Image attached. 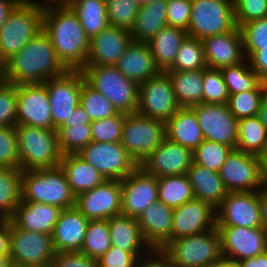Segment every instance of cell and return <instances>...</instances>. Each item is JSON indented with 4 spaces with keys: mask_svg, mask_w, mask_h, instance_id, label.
Returning <instances> with one entry per match:
<instances>
[{
    "mask_svg": "<svg viewBox=\"0 0 267 267\" xmlns=\"http://www.w3.org/2000/svg\"><path fill=\"white\" fill-rule=\"evenodd\" d=\"M180 108L166 72L161 71L139 85L138 114L167 121Z\"/></svg>",
    "mask_w": 267,
    "mask_h": 267,
    "instance_id": "cell-13",
    "label": "cell"
},
{
    "mask_svg": "<svg viewBox=\"0 0 267 267\" xmlns=\"http://www.w3.org/2000/svg\"><path fill=\"white\" fill-rule=\"evenodd\" d=\"M233 149L222 143L203 140V142L193 151L194 163L219 172L227 156Z\"/></svg>",
    "mask_w": 267,
    "mask_h": 267,
    "instance_id": "cell-45",
    "label": "cell"
},
{
    "mask_svg": "<svg viewBox=\"0 0 267 267\" xmlns=\"http://www.w3.org/2000/svg\"><path fill=\"white\" fill-rule=\"evenodd\" d=\"M146 255V259H141V256L138 258L135 267H172L169 257L162 249L151 248Z\"/></svg>",
    "mask_w": 267,
    "mask_h": 267,
    "instance_id": "cell-58",
    "label": "cell"
},
{
    "mask_svg": "<svg viewBox=\"0 0 267 267\" xmlns=\"http://www.w3.org/2000/svg\"><path fill=\"white\" fill-rule=\"evenodd\" d=\"M66 3L76 13L90 39L109 26L106 0H67Z\"/></svg>",
    "mask_w": 267,
    "mask_h": 267,
    "instance_id": "cell-36",
    "label": "cell"
},
{
    "mask_svg": "<svg viewBox=\"0 0 267 267\" xmlns=\"http://www.w3.org/2000/svg\"><path fill=\"white\" fill-rule=\"evenodd\" d=\"M193 156L191 149L165 138L139 166L156 177L183 175L193 164Z\"/></svg>",
    "mask_w": 267,
    "mask_h": 267,
    "instance_id": "cell-21",
    "label": "cell"
},
{
    "mask_svg": "<svg viewBox=\"0 0 267 267\" xmlns=\"http://www.w3.org/2000/svg\"><path fill=\"white\" fill-rule=\"evenodd\" d=\"M250 67L262 80H267V46H243Z\"/></svg>",
    "mask_w": 267,
    "mask_h": 267,
    "instance_id": "cell-57",
    "label": "cell"
},
{
    "mask_svg": "<svg viewBox=\"0 0 267 267\" xmlns=\"http://www.w3.org/2000/svg\"><path fill=\"white\" fill-rule=\"evenodd\" d=\"M140 6L148 4L154 0H135Z\"/></svg>",
    "mask_w": 267,
    "mask_h": 267,
    "instance_id": "cell-68",
    "label": "cell"
},
{
    "mask_svg": "<svg viewBox=\"0 0 267 267\" xmlns=\"http://www.w3.org/2000/svg\"><path fill=\"white\" fill-rule=\"evenodd\" d=\"M260 157V162L262 165L263 172L265 176L267 177V144L263 150V152L259 155Z\"/></svg>",
    "mask_w": 267,
    "mask_h": 267,
    "instance_id": "cell-66",
    "label": "cell"
},
{
    "mask_svg": "<svg viewBox=\"0 0 267 267\" xmlns=\"http://www.w3.org/2000/svg\"><path fill=\"white\" fill-rule=\"evenodd\" d=\"M52 263L55 267H98V259L81 252H57Z\"/></svg>",
    "mask_w": 267,
    "mask_h": 267,
    "instance_id": "cell-56",
    "label": "cell"
},
{
    "mask_svg": "<svg viewBox=\"0 0 267 267\" xmlns=\"http://www.w3.org/2000/svg\"><path fill=\"white\" fill-rule=\"evenodd\" d=\"M44 3L21 0L0 28V63L16 55L42 30Z\"/></svg>",
    "mask_w": 267,
    "mask_h": 267,
    "instance_id": "cell-3",
    "label": "cell"
},
{
    "mask_svg": "<svg viewBox=\"0 0 267 267\" xmlns=\"http://www.w3.org/2000/svg\"><path fill=\"white\" fill-rule=\"evenodd\" d=\"M227 105L237 120L258 116L261 108V83L254 90L229 95Z\"/></svg>",
    "mask_w": 267,
    "mask_h": 267,
    "instance_id": "cell-46",
    "label": "cell"
},
{
    "mask_svg": "<svg viewBox=\"0 0 267 267\" xmlns=\"http://www.w3.org/2000/svg\"><path fill=\"white\" fill-rule=\"evenodd\" d=\"M216 226L263 227L259 191L228 192L216 208Z\"/></svg>",
    "mask_w": 267,
    "mask_h": 267,
    "instance_id": "cell-16",
    "label": "cell"
},
{
    "mask_svg": "<svg viewBox=\"0 0 267 267\" xmlns=\"http://www.w3.org/2000/svg\"><path fill=\"white\" fill-rule=\"evenodd\" d=\"M91 119L85 110L78 105L75 110H73L69 119L60 127H72L73 125H84L91 124Z\"/></svg>",
    "mask_w": 267,
    "mask_h": 267,
    "instance_id": "cell-60",
    "label": "cell"
},
{
    "mask_svg": "<svg viewBox=\"0 0 267 267\" xmlns=\"http://www.w3.org/2000/svg\"><path fill=\"white\" fill-rule=\"evenodd\" d=\"M80 106L89 115L91 121L105 119L119 113L102 93L93 89L86 82L81 87Z\"/></svg>",
    "mask_w": 267,
    "mask_h": 267,
    "instance_id": "cell-43",
    "label": "cell"
},
{
    "mask_svg": "<svg viewBox=\"0 0 267 267\" xmlns=\"http://www.w3.org/2000/svg\"><path fill=\"white\" fill-rule=\"evenodd\" d=\"M166 138V121L126 114L122 128L121 144L140 165Z\"/></svg>",
    "mask_w": 267,
    "mask_h": 267,
    "instance_id": "cell-9",
    "label": "cell"
},
{
    "mask_svg": "<svg viewBox=\"0 0 267 267\" xmlns=\"http://www.w3.org/2000/svg\"><path fill=\"white\" fill-rule=\"evenodd\" d=\"M120 180H104L95 188L78 194L75 207L88 220H107L121 214Z\"/></svg>",
    "mask_w": 267,
    "mask_h": 267,
    "instance_id": "cell-17",
    "label": "cell"
},
{
    "mask_svg": "<svg viewBox=\"0 0 267 267\" xmlns=\"http://www.w3.org/2000/svg\"><path fill=\"white\" fill-rule=\"evenodd\" d=\"M16 85L2 81L0 83V127L17 125Z\"/></svg>",
    "mask_w": 267,
    "mask_h": 267,
    "instance_id": "cell-51",
    "label": "cell"
},
{
    "mask_svg": "<svg viewBox=\"0 0 267 267\" xmlns=\"http://www.w3.org/2000/svg\"><path fill=\"white\" fill-rule=\"evenodd\" d=\"M107 220L112 246L132 254L147 253L151 249L141 234L137 218L119 214Z\"/></svg>",
    "mask_w": 267,
    "mask_h": 267,
    "instance_id": "cell-29",
    "label": "cell"
},
{
    "mask_svg": "<svg viewBox=\"0 0 267 267\" xmlns=\"http://www.w3.org/2000/svg\"><path fill=\"white\" fill-rule=\"evenodd\" d=\"M0 168H19L16 126L0 127Z\"/></svg>",
    "mask_w": 267,
    "mask_h": 267,
    "instance_id": "cell-50",
    "label": "cell"
},
{
    "mask_svg": "<svg viewBox=\"0 0 267 267\" xmlns=\"http://www.w3.org/2000/svg\"><path fill=\"white\" fill-rule=\"evenodd\" d=\"M158 201L172 209L194 199L187 174L157 177Z\"/></svg>",
    "mask_w": 267,
    "mask_h": 267,
    "instance_id": "cell-39",
    "label": "cell"
},
{
    "mask_svg": "<svg viewBox=\"0 0 267 267\" xmlns=\"http://www.w3.org/2000/svg\"><path fill=\"white\" fill-rule=\"evenodd\" d=\"M195 112L204 140L222 143L236 149L238 120L227 104L200 103L191 107Z\"/></svg>",
    "mask_w": 267,
    "mask_h": 267,
    "instance_id": "cell-15",
    "label": "cell"
},
{
    "mask_svg": "<svg viewBox=\"0 0 267 267\" xmlns=\"http://www.w3.org/2000/svg\"><path fill=\"white\" fill-rule=\"evenodd\" d=\"M173 210L157 201L137 217L141 234L150 248L162 249L171 241Z\"/></svg>",
    "mask_w": 267,
    "mask_h": 267,
    "instance_id": "cell-26",
    "label": "cell"
},
{
    "mask_svg": "<svg viewBox=\"0 0 267 267\" xmlns=\"http://www.w3.org/2000/svg\"><path fill=\"white\" fill-rule=\"evenodd\" d=\"M216 209L199 199L188 201L173 210L171 240L197 235L216 227Z\"/></svg>",
    "mask_w": 267,
    "mask_h": 267,
    "instance_id": "cell-22",
    "label": "cell"
},
{
    "mask_svg": "<svg viewBox=\"0 0 267 267\" xmlns=\"http://www.w3.org/2000/svg\"><path fill=\"white\" fill-rule=\"evenodd\" d=\"M187 176L194 198L211 204L215 209L228 194L219 172L208 170L193 162Z\"/></svg>",
    "mask_w": 267,
    "mask_h": 267,
    "instance_id": "cell-30",
    "label": "cell"
},
{
    "mask_svg": "<svg viewBox=\"0 0 267 267\" xmlns=\"http://www.w3.org/2000/svg\"><path fill=\"white\" fill-rule=\"evenodd\" d=\"M132 41L130 30L109 25L90 39L85 65L115 66Z\"/></svg>",
    "mask_w": 267,
    "mask_h": 267,
    "instance_id": "cell-23",
    "label": "cell"
},
{
    "mask_svg": "<svg viewBox=\"0 0 267 267\" xmlns=\"http://www.w3.org/2000/svg\"><path fill=\"white\" fill-rule=\"evenodd\" d=\"M236 27L234 0H192L188 36L203 40Z\"/></svg>",
    "mask_w": 267,
    "mask_h": 267,
    "instance_id": "cell-8",
    "label": "cell"
},
{
    "mask_svg": "<svg viewBox=\"0 0 267 267\" xmlns=\"http://www.w3.org/2000/svg\"><path fill=\"white\" fill-rule=\"evenodd\" d=\"M59 166L64 171L75 196L95 188L105 180L95 167L78 154L62 155Z\"/></svg>",
    "mask_w": 267,
    "mask_h": 267,
    "instance_id": "cell-33",
    "label": "cell"
},
{
    "mask_svg": "<svg viewBox=\"0 0 267 267\" xmlns=\"http://www.w3.org/2000/svg\"><path fill=\"white\" fill-rule=\"evenodd\" d=\"M58 147L61 155L78 154L92 141L90 124L59 127L57 129Z\"/></svg>",
    "mask_w": 267,
    "mask_h": 267,
    "instance_id": "cell-44",
    "label": "cell"
},
{
    "mask_svg": "<svg viewBox=\"0 0 267 267\" xmlns=\"http://www.w3.org/2000/svg\"><path fill=\"white\" fill-rule=\"evenodd\" d=\"M237 27L267 17V0H234Z\"/></svg>",
    "mask_w": 267,
    "mask_h": 267,
    "instance_id": "cell-52",
    "label": "cell"
},
{
    "mask_svg": "<svg viewBox=\"0 0 267 267\" xmlns=\"http://www.w3.org/2000/svg\"><path fill=\"white\" fill-rule=\"evenodd\" d=\"M188 36V32L180 28L166 26L147 42L160 71H167L174 63L181 44Z\"/></svg>",
    "mask_w": 267,
    "mask_h": 267,
    "instance_id": "cell-34",
    "label": "cell"
},
{
    "mask_svg": "<svg viewBox=\"0 0 267 267\" xmlns=\"http://www.w3.org/2000/svg\"><path fill=\"white\" fill-rule=\"evenodd\" d=\"M84 82L81 70H68L44 83L51 104L52 129L57 130L62 126L80 105L81 87Z\"/></svg>",
    "mask_w": 267,
    "mask_h": 267,
    "instance_id": "cell-14",
    "label": "cell"
},
{
    "mask_svg": "<svg viewBox=\"0 0 267 267\" xmlns=\"http://www.w3.org/2000/svg\"><path fill=\"white\" fill-rule=\"evenodd\" d=\"M165 72L170 77L177 102L181 108H191L203 103V69Z\"/></svg>",
    "mask_w": 267,
    "mask_h": 267,
    "instance_id": "cell-35",
    "label": "cell"
},
{
    "mask_svg": "<svg viewBox=\"0 0 267 267\" xmlns=\"http://www.w3.org/2000/svg\"><path fill=\"white\" fill-rule=\"evenodd\" d=\"M220 71L222 72L229 95L254 90L262 81L258 74L250 67L247 59L236 65L223 67Z\"/></svg>",
    "mask_w": 267,
    "mask_h": 267,
    "instance_id": "cell-40",
    "label": "cell"
},
{
    "mask_svg": "<svg viewBox=\"0 0 267 267\" xmlns=\"http://www.w3.org/2000/svg\"><path fill=\"white\" fill-rule=\"evenodd\" d=\"M139 8L140 5L135 0H106L109 25L131 30Z\"/></svg>",
    "mask_w": 267,
    "mask_h": 267,
    "instance_id": "cell-47",
    "label": "cell"
},
{
    "mask_svg": "<svg viewBox=\"0 0 267 267\" xmlns=\"http://www.w3.org/2000/svg\"><path fill=\"white\" fill-rule=\"evenodd\" d=\"M21 0H0V28L8 18L10 12Z\"/></svg>",
    "mask_w": 267,
    "mask_h": 267,
    "instance_id": "cell-63",
    "label": "cell"
},
{
    "mask_svg": "<svg viewBox=\"0 0 267 267\" xmlns=\"http://www.w3.org/2000/svg\"><path fill=\"white\" fill-rule=\"evenodd\" d=\"M38 267H55L53 263L47 264V265H42Z\"/></svg>",
    "mask_w": 267,
    "mask_h": 267,
    "instance_id": "cell-71",
    "label": "cell"
},
{
    "mask_svg": "<svg viewBox=\"0 0 267 267\" xmlns=\"http://www.w3.org/2000/svg\"><path fill=\"white\" fill-rule=\"evenodd\" d=\"M63 209L40 202H22L9 218L20 229L52 235Z\"/></svg>",
    "mask_w": 267,
    "mask_h": 267,
    "instance_id": "cell-27",
    "label": "cell"
},
{
    "mask_svg": "<svg viewBox=\"0 0 267 267\" xmlns=\"http://www.w3.org/2000/svg\"><path fill=\"white\" fill-rule=\"evenodd\" d=\"M20 169L38 170L58 167L61 153L56 129L16 125Z\"/></svg>",
    "mask_w": 267,
    "mask_h": 267,
    "instance_id": "cell-6",
    "label": "cell"
},
{
    "mask_svg": "<svg viewBox=\"0 0 267 267\" xmlns=\"http://www.w3.org/2000/svg\"><path fill=\"white\" fill-rule=\"evenodd\" d=\"M121 214L137 218L158 201V179L140 166L121 180Z\"/></svg>",
    "mask_w": 267,
    "mask_h": 267,
    "instance_id": "cell-20",
    "label": "cell"
},
{
    "mask_svg": "<svg viewBox=\"0 0 267 267\" xmlns=\"http://www.w3.org/2000/svg\"><path fill=\"white\" fill-rule=\"evenodd\" d=\"M3 81V65L0 63V83Z\"/></svg>",
    "mask_w": 267,
    "mask_h": 267,
    "instance_id": "cell-69",
    "label": "cell"
},
{
    "mask_svg": "<svg viewBox=\"0 0 267 267\" xmlns=\"http://www.w3.org/2000/svg\"><path fill=\"white\" fill-rule=\"evenodd\" d=\"M207 67L221 69L243 62L246 57L239 27L202 40Z\"/></svg>",
    "mask_w": 267,
    "mask_h": 267,
    "instance_id": "cell-24",
    "label": "cell"
},
{
    "mask_svg": "<svg viewBox=\"0 0 267 267\" xmlns=\"http://www.w3.org/2000/svg\"><path fill=\"white\" fill-rule=\"evenodd\" d=\"M237 267H267V252L236 262Z\"/></svg>",
    "mask_w": 267,
    "mask_h": 267,
    "instance_id": "cell-61",
    "label": "cell"
},
{
    "mask_svg": "<svg viewBox=\"0 0 267 267\" xmlns=\"http://www.w3.org/2000/svg\"><path fill=\"white\" fill-rule=\"evenodd\" d=\"M10 219H0V256H9Z\"/></svg>",
    "mask_w": 267,
    "mask_h": 267,
    "instance_id": "cell-59",
    "label": "cell"
},
{
    "mask_svg": "<svg viewBox=\"0 0 267 267\" xmlns=\"http://www.w3.org/2000/svg\"><path fill=\"white\" fill-rule=\"evenodd\" d=\"M55 251L51 235L17 228L10 221V263L16 267H38L52 263Z\"/></svg>",
    "mask_w": 267,
    "mask_h": 267,
    "instance_id": "cell-11",
    "label": "cell"
},
{
    "mask_svg": "<svg viewBox=\"0 0 267 267\" xmlns=\"http://www.w3.org/2000/svg\"><path fill=\"white\" fill-rule=\"evenodd\" d=\"M129 80L140 85L161 71L147 43L132 41L115 65Z\"/></svg>",
    "mask_w": 267,
    "mask_h": 267,
    "instance_id": "cell-28",
    "label": "cell"
},
{
    "mask_svg": "<svg viewBox=\"0 0 267 267\" xmlns=\"http://www.w3.org/2000/svg\"><path fill=\"white\" fill-rule=\"evenodd\" d=\"M125 115V113L119 112L114 116L92 121L90 124L92 141L99 143L121 142Z\"/></svg>",
    "mask_w": 267,
    "mask_h": 267,
    "instance_id": "cell-48",
    "label": "cell"
},
{
    "mask_svg": "<svg viewBox=\"0 0 267 267\" xmlns=\"http://www.w3.org/2000/svg\"><path fill=\"white\" fill-rule=\"evenodd\" d=\"M258 116L267 131V80L261 81V108Z\"/></svg>",
    "mask_w": 267,
    "mask_h": 267,
    "instance_id": "cell-62",
    "label": "cell"
},
{
    "mask_svg": "<svg viewBox=\"0 0 267 267\" xmlns=\"http://www.w3.org/2000/svg\"><path fill=\"white\" fill-rule=\"evenodd\" d=\"M168 0H154L142 5L130 30L133 41L147 43L167 24Z\"/></svg>",
    "mask_w": 267,
    "mask_h": 267,
    "instance_id": "cell-32",
    "label": "cell"
},
{
    "mask_svg": "<svg viewBox=\"0 0 267 267\" xmlns=\"http://www.w3.org/2000/svg\"><path fill=\"white\" fill-rule=\"evenodd\" d=\"M221 236L223 258L236 262L267 252L263 227L216 226Z\"/></svg>",
    "mask_w": 267,
    "mask_h": 267,
    "instance_id": "cell-18",
    "label": "cell"
},
{
    "mask_svg": "<svg viewBox=\"0 0 267 267\" xmlns=\"http://www.w3.org/2000/svg\"><path fill=\"white\" fill-rule=\"evenodd\" d=\"M259 200L263 228L267 231V185L259 190Z\"/></svg>",
    "mask_w": 267,
    "mask_h": 267,
    "instance_id": "cell-64",
    "label": "cell"
},
{
    "mask_svg": "<svg viewBox=\"0 0 267 267\" xmlns=\"http://www.w3.org/2000/svg\"><path fill=\"white\" fill-rule=\"evenodd\" d=\"M78 155L95 167L105 180L121 181L139 166L121 142L91 141Z\"/></svg>",
    "mask_w": 267,
    "mask_h": 267,
    "instance_id": "cell-12",
    "label": "cell"
},
{
    "mask_svg": "<svg viewBox=\"0 0 267 267\" xmlns=\"http://www.w3.org/2000/svg\"><path fill=\"white\" fill-rule=\"evenodd\" d=\"M42 30L69 70H81L85 66L90 38L66 2H44Z\"/></svg>",
    "mask_w": 267,
    "mask_h": 267,
    "instance_id": "cell-1",
    "label": "cell"
},
{
    "mask_svg": "<svg viewBox=\"0 0 267 267\" xmlns=\"http://www.w3.org/2000/svg\"><path fill=\"white\" fill-rule=\"evenodd\" d=\"M141 254H132L131 252H124L117 246H111L101 257L98 258L99 267H135Z\"/></svg>",
    "mask_w": 267,
    "mask_h": 267,
    "instance_id": "cell-55",
    "label": "cell"
},
{
    "mask_svg": "<svg viewBox=\"0 0 267 267\" xmlns=\"http://www.w3.org/2000/svg\"><path fill=\"white\" fill-rule=\"evenodd\" d=\"M19 168H0V219H9L21 203Z\"/></svg>",
    "mask_w": 267,
    "mask_h": 267,
    "instance_id": "cell-37",
    "label": "cell"
},
{
    "mask_svg": "<svg viewBox=\"0 0 267 267\" xmlns=\"http://www.w3.org/2000/svg\"><path fill=\"white\" fill-rule=\"evenodd\" d=\"M81 72L85 82L102 93L118 112L137 113L139 85L129 80L116 66L85 65Z\"/></svg>",
    "mask_w": 267,
    "mask_h": 267,
    "instance_id": "cell-5",
    "label": "cell"
},
{
    "mask_svg": "<svg viewBox=\"0 0 267 267\" xmlns=\"http://www.w3.org/2000/svg\"><path fill=\"white\" fill-rule=\"evenodd\" d=\"M21 190L22 202H40L61 209L75 207L76 196L60 166L22 171Z\"/></svg>",
    "mask_w": 267,
    "mask_h": 267,
    "instance_id": "cell-4",
    "label": "cell"
},
{
    "mask_svg": "<svg viewBox=\"0 0 267 267\" xmlns=\"http://www.w3.org/2000/svg\"><path fill=\"white\" fill-rule=\"evenodd\" d=\"M46 3L48 2H66L67 0H45Z\"/></svg>",
    "mask_w": 267,
    "mask_h": 267,
    "instance_id": "cell-70",
    "label": "cell"
},
{
    "mask_svg": "<svg viewBox=\"0 0 267 267\" xmlns=\"http://www.w3.org/2000/svg\"><path fill=\"white\" fill-rule=\"evenodd\" d=\"M228 192L259 191L267 185L260 157L234 149L219 171Z\"/></svg>",
    "mask_w": 267,
    "mask_h": 267,
    "instance_id": "cell-10",
    "label": "cell"
},
{
    "mask_svg": "<svg viewBox=\"0 0 267 267\" xmlns=\"http://www.w3.org/2000/svg\"><path fill=\"white\" fill-rule=\"evenodd\" d=\"M89 220L76 208L63 209L51 235L57 252H80Z\"/></svg>",
    "mask_w": 267,
    "mask_h": 267,
    "instance_id": "cell-25",
    "label": "cell"
},
{
    "mask_svg": "<svg viewBox=\"0 0 267 267\" xmlns=\"http://www.w3.org/2000/svg\"><path fill=\"white\" fill-rule=\"evenodd\" d=\"M17 125L52 129L51 104L44 83L16 85Z\"/></svg>",
    "mask_w": 267,
    "mask_h": 267,
    "instance_id": "cell-19",
    "label": "cell"
},
{
    "mask_svg": "<svg viewBox=\"0 0 267 267\" xmlns=\"http://www.w3.org/2000/svg\"><path fill=\"white\" fill-rule=\"evenodd\" d=\"M208 267H237V264L232 260L222 258Z\"/></svg>",
    "mask_w": 267,
    "mask_h": 267,
    "instance_id": "cell-65",
    "label": "cell"
},
{
    "mask_svg": "<svg viewBox=\"0 0 267 267\" xmlns=\"http://www.w3.org/2000/svg\"><path fill=\"white\" fill-rule=\"evenodd\" d=\"M68 70L58 58L49 37L41 30L3 64V81L14 85L45 83Z\"/></svg>",
    "mask_w": 267,
    "mask_h": 267,
    "instance_id": "cell-2",
    "label": "cell"
},
{
    "mask_svg": "<svg viewBox=\"0 0 267 267\" xmlns=\"http://www.w3.org/2000/svg\"><path fill=\"white\" fill-rule=\"evenodd\" d=\"M192 0H168L167 24L187 31L190 23Z\"/></svg>",
    "mask_w": 267,
    "mask_h": 267,
    "instance_id": "cell-53",
    "label": "cell"
},
{
    "mask_svg": "<svg viewBox=\"0 0 267 267\" xmlns=\"http://www.w3.org/2000/svg\"><path fill=\"white\" fill-rule=\"evenodd\" d=\"M206 67L202 40L187 36L176 54L173 65L167 71L201 70Z\"/></svg>",
    "mask_w": 267,
    "mask_h": 267,
    "instance_id": "cell-41",
    "label": "cell"
},
{
    "mask_svg": "<svg viewBox=\"0 0 267 267\" xmlns=\"http://www.w3.org/2000/svg\"><path fill=\"white\" fill-rule=\"evenodd\" d=\"M266 144L267 131L259 116L238 120L237 150L259 156Z\"/></svg>",
    "mask_w": 267,
    "mask_h": 267,
    "instance_id": "cell-38",
    "label": "cell"
},
{
    "mask_svg": "<svg viewBox=\"0 0 267 267\" xmlns=\"http://www.w3.org/2000/svg\"><path fill=\"white\" fill-rule=\"evenodd\" d=\"M10 264L9 256H0V267H8Z\"/></svg>",
    "mask_w": 267,
    "mask_h": 267,
    "instance_id": "cell-67",
    "label": "cell"
},
{
    "mask_svg": "<svg viewBox=\"0 0 267 267\" xmlns=\"http://www.w3.org/2000/svg\"><path fill=\"white\" fill-rule=\"evenodd\" d=\"M166 138L192 151L203 142L202 130L191 108H180L166 121Z\"/></svg>",
    "mask_w": 267,
    "mask_h": 267,
    "instance_id": "cell-31",
    "label": "cell"
},
{
    "mask_svg": "<svg viewBox=\"0 0 267 267\" xmlns=\"http://www.w3.org/2000/svg\"><path fill=\"white\" fill-rule=\"evenodd\" d=\"M162 250L169 257L172 267H208L223 258L217 227L171 240Z\"/></svg>",
    "mask_w": 267,
    "mask_h": 267,
    "instance_id": "cell-7",
    "label": "cell"
},
{
    "mask_svg": "<svg viewBox=\"0 0 267 267\" xmlns=\"http://www.w3.org/2000/svg\"><path fill=\"white\" fill-rule=\"evenodd\" d=\"M243 46H267V17L239 27Z\"/></svg>",
    "mask_w": 267,
    "mask_h": 267,
    "instance_id": "cell-54",
    "label": "cell"
},
{
    "mask_svg": "<svg viewBox=\"0 0 267 267\" xmlns=\"http://www.w3.org/2000/svg\"><path fill=\"white\" fill-rule=\"evenodd\" d=\"M111 246L108 220H89L80 252L91 258L98 259Z\"/></svg>",
    "mask_w": 267,
    "mask_h": 267,
    "instance_id": "cell-42",
    "label": "cell"
},
{
    "mask_svg": "<svg viewBox=\"0 0 267 267\" xmlns=\"http://www.w3.org/2000/svg\"><path fill=\"white\" fill-rule=\"evenodd\" d=\"M203 103L227 104L229 93L220 69H203Z\"/></svg>",
    "mask_w": 267,
    "mask_h": 267,
    "instance_id": "cell-49",
    "label": "cell"
},
{
    "mask_svg": "<svg viewBox=\"0 0 267 267\" xmlns=\"http://www.w3.org/2000/svg\"><path fill=\"white\" fill-rule=\"evenodd\" d=\"M8 267H16L14 264H10Z\"/></svg>",
    "mask_w": 267,
    "mask_h": 267,
    "instance_id": "cell-72",
    "label": "cell"
}]
</instances>
